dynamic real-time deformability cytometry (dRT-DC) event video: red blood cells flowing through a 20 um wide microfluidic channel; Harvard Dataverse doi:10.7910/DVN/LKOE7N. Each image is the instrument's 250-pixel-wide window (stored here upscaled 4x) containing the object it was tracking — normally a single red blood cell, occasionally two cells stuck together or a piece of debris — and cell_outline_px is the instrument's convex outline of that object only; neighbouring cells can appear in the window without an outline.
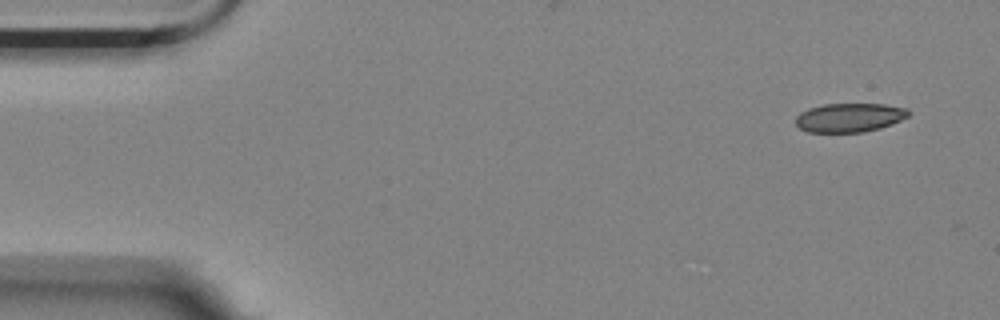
{"species": "Egyptian fruit bat (a non-hibernating species)", "species_latin": "Rousettus aegyptiacus", "temperature_condition": "room temperature", "stored_images_in_passage": 5, "camera_frame_rate_fps": 3000, "um_per_image_px": 0.085, "animal": {"sex": "female"}, "frame": {"image": 1, "passage_image": 1, "time_ms": 0.0, "image_size_px": [1000, 320], "cell_outline_px": [[912, 112], [908, 116], [892, 124], [880, 128], [864, 132], [808, 132], [800, 128], [796, 124], [796, 116], [800, 112], [808, 108], [824, 104], [884, 104], [908, 108]], "centroid_in_image_um": [72.22, 9.99], "position_along_channel_um": 12.8, "area_um2": 19.13}}
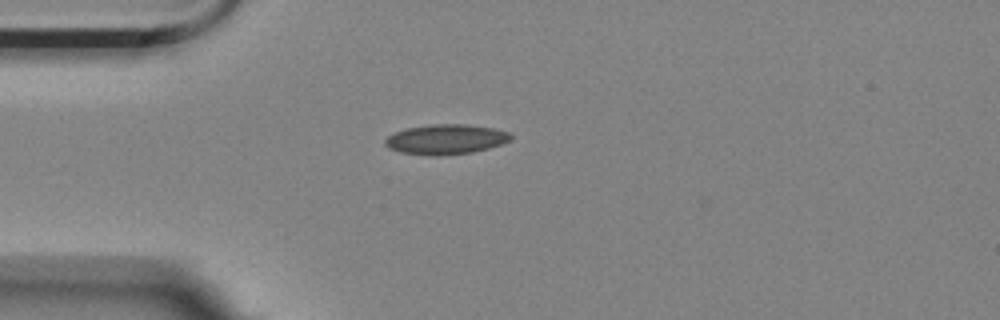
{"frame": {"image": 2, "passage_image": 4, "time_ms": 1.0, "image_size_px": [1000, 320], "cell_outline_px": [[512, 140], [488, 148], [472, 152], [440, 156], [432, 156], [400, 152], [388, 148], [384, 144], [384, 140], [388, 136], [396, 132], [408, 128], [432, 124], [464, 124], [492, 128], [508, 132], [512, 136]], "centroid_in_image_um": [37.88, 11.85], "position_along_channel_um": 47.1, "area_um2": 21.85}}